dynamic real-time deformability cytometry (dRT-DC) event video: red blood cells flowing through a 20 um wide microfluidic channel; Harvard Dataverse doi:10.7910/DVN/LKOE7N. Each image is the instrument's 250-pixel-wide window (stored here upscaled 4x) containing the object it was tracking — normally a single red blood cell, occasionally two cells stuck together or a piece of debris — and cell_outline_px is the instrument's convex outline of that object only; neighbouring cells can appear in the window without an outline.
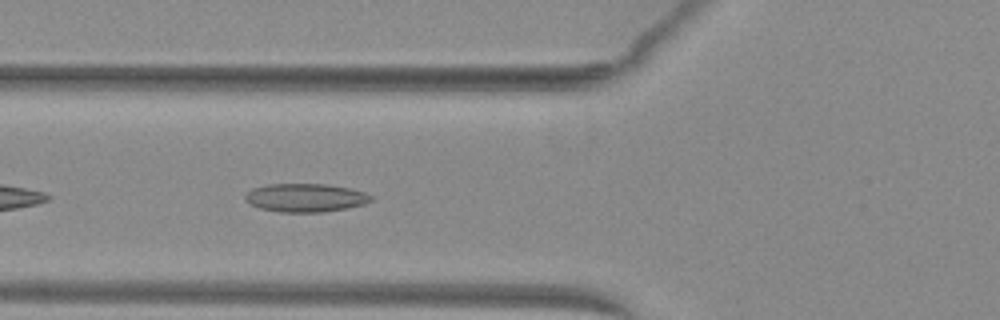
{"species": "common noctule bat (a hibernating species)", "species_latin": "Nyctalus noctula", "temperature_condition": "warm", "stored_images_in_passage": 36, "camera_frame_rate_fps": 3000, "um_per_image_px": 0.085, "animal": {"sex": "female", "body_mass_g": 29.2, "forearm_length_mm": 56.3}, "frame": {"image": 1, "passage_image": 5, "time_ms": 1.333, "image_size_px": [1000, 320], "cell_outline_px": [[372, 200], [364, 204], [348, 208], [324, 212], [280, 212], [260, 208], [244, 200], [244, 196], [252, 188], [268, 184], [324, 184], [348, 188], [364, 192], [372, 196]], "centroid_in_image_um": [25.95, 16.81], "position_along_channel_um": 99.8, "area_um2": 20.75}}
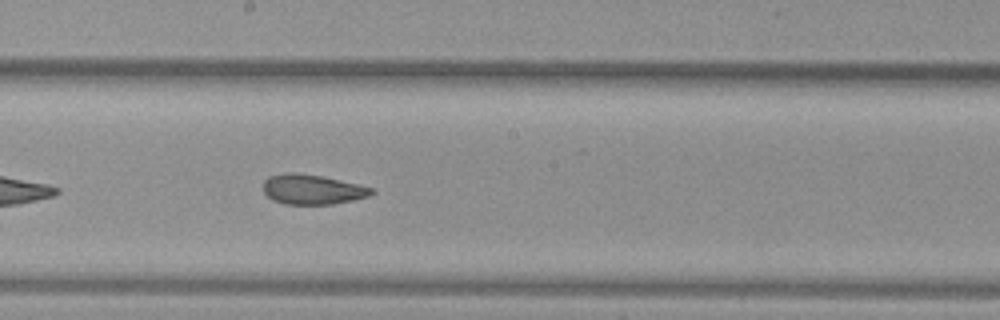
{"frame": {"image": 2, "passage_image": 14, "time_ms": 4.333, "image_size_px": [1000, 320], "cell_outline_px": [[376, 192], [368, 196], [352, 200], [332, 204], [284, 204], [272, 200], [264, 192], [264, 180], [268, 176], [288, 172], [296, 172], [320, 176], [340, 180], [376, 188]], "centroid_in_image_um": [26.56, 16.1], "position_along_channel_um": 221.6, "area_um2": 18.9}}
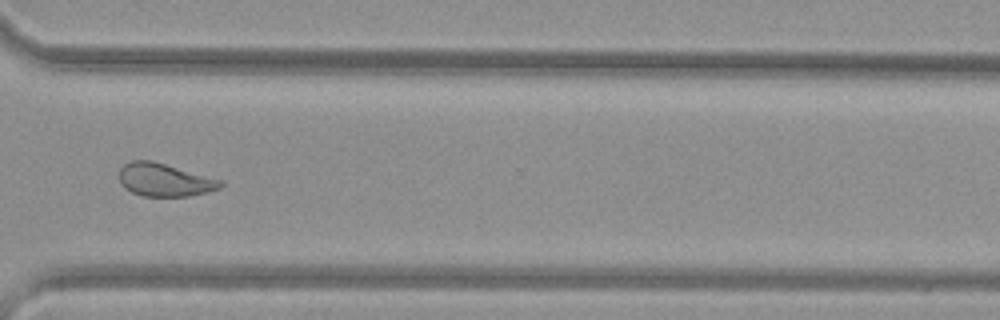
{"frame": {"image": 3, "passage_image": 24, "time_ms": 7.667, "image_size_px": [1000, 320], "cell_outline_px": [[224, 184], [220, 188], [208, 192], [188, 196], [144, 196], [132, 192], [124, 188], [120, 184], [120, 168], [124, 164], [132, 160], [152, 160], [224, 180]], "centroid_in_image_um": [14.01, 15.28], "position_along_channel_um": 356.6, "area_um2": 19.65}, "authors_computed_cell_mechanics": {"area_um2": 19.8254, "velocity_mm_per_s": 4.0454, "shape_relaxation_time_tau1_ms": null, "shape_relaxation_time_tau2_ms": 1.8857, "deformation_change_tau1": null, "deformation_change_tau2": 0.0831}}